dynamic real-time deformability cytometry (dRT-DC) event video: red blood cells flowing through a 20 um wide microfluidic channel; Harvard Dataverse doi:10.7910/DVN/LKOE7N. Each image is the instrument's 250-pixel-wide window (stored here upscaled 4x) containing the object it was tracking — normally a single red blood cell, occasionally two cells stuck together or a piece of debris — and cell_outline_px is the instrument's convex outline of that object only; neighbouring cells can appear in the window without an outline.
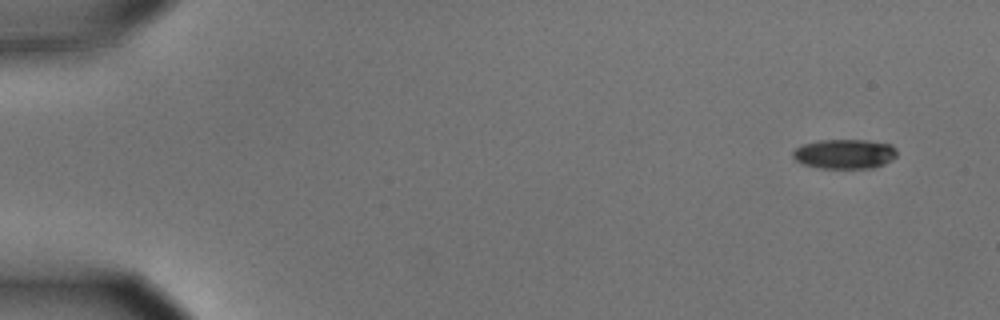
{"species": "common noctule bat (a hibernating species)", "species_latin": "Nyctalus noctula", "temperature_condition": "cold", "stored_images_in_passage": 6, "camera_frame_rate_fps": 3000, "um_per_image_px": 0.085, "animal": {"sex": "male", "body_mass_g": 15.6}, "frame": {"image": 1, "passage_image": 1, "time_ms": 0.0, "image_size_px": [1000, 320], "cell_outline_px": [[896, 156], [884, 164], [872, 168], [820, 168], [804, 164], [796, 160], [792, 156], [792, 152], [796, 148], [804, 144], [820, 140], [864, 140], [892, 144], [896, 148]], "centroid_in_image_um": [71.8, 13.08], "position_along_channel_um": 13.2, "area_um2": 17.86}}
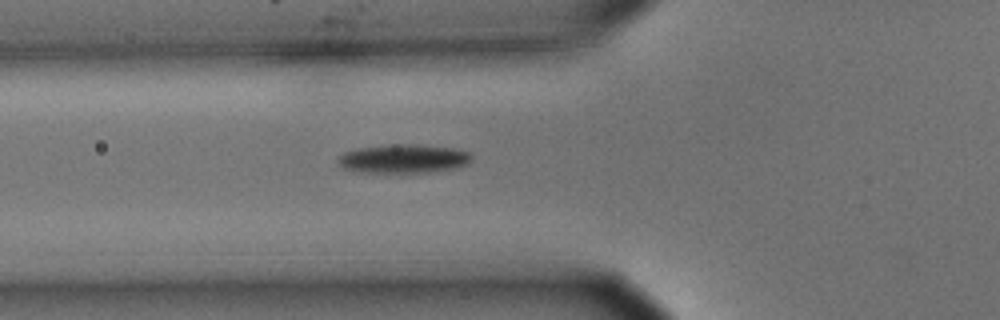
{"frame": {"image": 2, "passage_image": 6, "time_ms": 1.667, "image_size_px": [1000, 320], "cell_outline_px": [[472, 160], [468, 164], [428, 172], [352, 172], [340, 168], [336, 160], [344, 152], [356, 148], [388, 144], [416, 144], [452, 148], [468, 152], [472, 156]], "centroid_in_image_um": [34.19, 13.48], "position_along_channel_um": 91.6, "area_um2": 22.48}}